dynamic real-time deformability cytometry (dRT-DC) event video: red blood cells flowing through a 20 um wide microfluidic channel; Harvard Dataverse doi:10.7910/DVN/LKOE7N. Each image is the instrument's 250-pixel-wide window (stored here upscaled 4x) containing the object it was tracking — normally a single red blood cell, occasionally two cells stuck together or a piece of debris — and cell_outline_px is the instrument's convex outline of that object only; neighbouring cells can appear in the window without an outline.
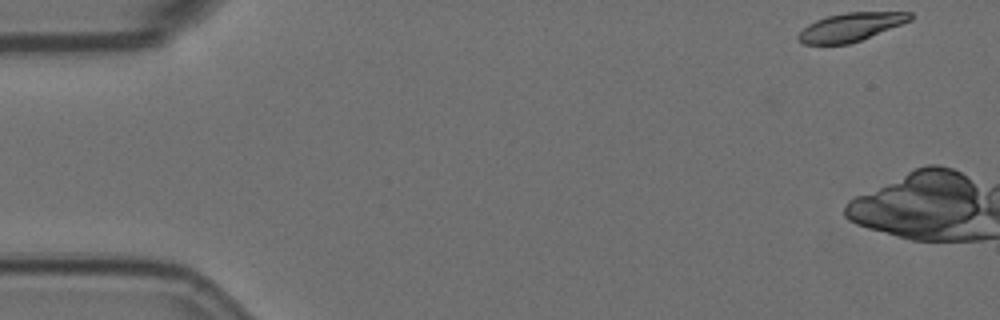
{"species": "Egyptian fruit bat (a non-hibernating species)", "species_latin": "Rousettus aegyptiacus", "temperature_condition": "room temperature", "stored_images_in_passage": 5, "camera_frame_rate_fps": 3000, "um_per_image_px": 0.085, "animal": {"sex": "female"}, "frame": {"image": 1, "passage_image": 1, "time_ms": 0.0, "image_size_px": [1000, 320], "cell_outline_px": [[912, 20], [860, 40], [848, 44], [804, 44], [796, 36], [808, 24], [816, 20], [828, 16], [844, 12], [912, 12]], "centroid_in_image_um": [72.31, 2.29], "position_along_channel_um": 12.7, "area_um2": 18.26}}